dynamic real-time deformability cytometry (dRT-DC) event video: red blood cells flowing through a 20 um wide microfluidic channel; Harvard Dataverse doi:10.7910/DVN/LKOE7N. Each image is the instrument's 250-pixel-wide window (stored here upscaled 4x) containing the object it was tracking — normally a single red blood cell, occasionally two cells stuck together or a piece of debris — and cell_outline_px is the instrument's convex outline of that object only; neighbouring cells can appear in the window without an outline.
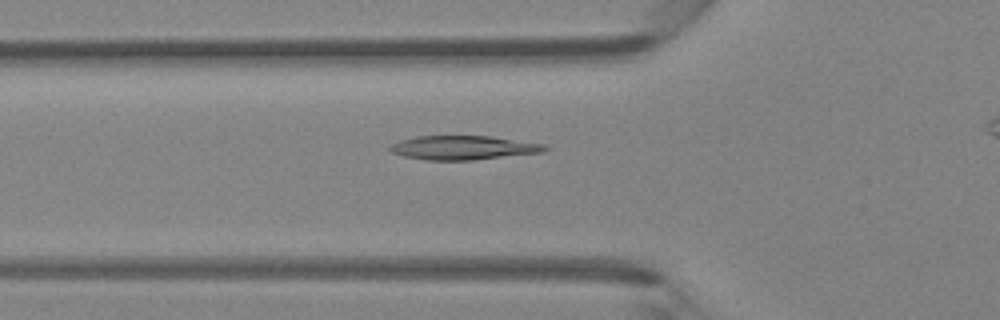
{"species": "Egyptian fruit bat (a non-hibernating species)", "species_latin": "Rousettus aegyptiacus", "temperature_condition": "room temperature", "stored_images_in_passage": 40, "camera_frame_rate_fps": 3000, "um_per_image_px": 0.085, "animal": {"sex": "female"}, "frame": {"image": 1, "passage_image": 15, "time_ms": 4.667, "image_size_px": [1000, 320], "cell_outline_px": [[548, 148], [544, 152], [472, 160], [428, 160], [404, 156], [392, 152], [388, 148], [392, 144], [400, 140], [416, 136], [492, 136], [544, 144]], "centroid_in_image_um": [39.38, 12.55], "position_along_channel_um": 86.4, "area_um2": 21.56}}
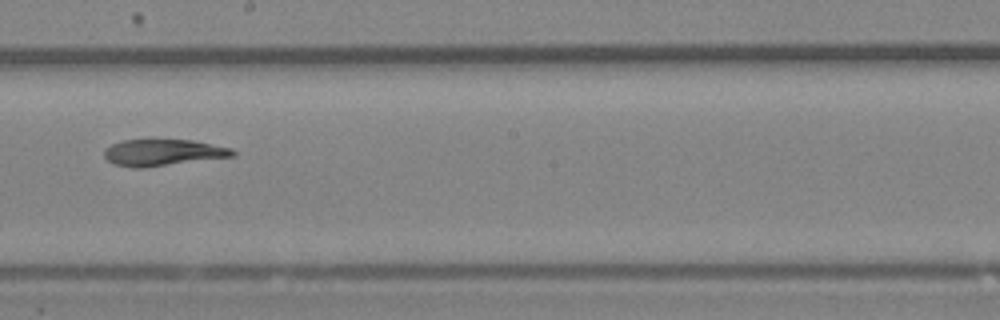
{"frame": {"image": 2, "passage_image": 25, "time_ms": 8.0, "image_size_px": [1000, 320], "cell_outline_px": [[236, 156], [144, 168], [132, 168], [112, 164], [104, 156], [104, 148], [112, 144], [124, 140], [192, 140], [232, 148], [236, 152]], "centroid_in_image_um": [13.85, 12.98], "position_along_channel_um": 234.3, "area_um2": 20.0}}
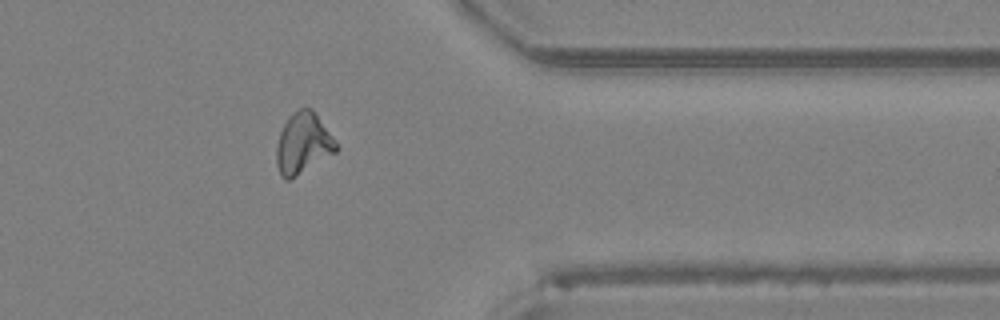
{"frame": {"image": 3, "passage_image": 36, "time_ms": 11.667, "image_size_px": [1000, 320], "cell_outline_px": [[340, 148], [336, 152], [288, 180], [284, 180], [280, 176], [276, 164], [276, 144], [280, 132], [288, 116], [292, 112], [300, 108], [312, 108], [316, 112]], "centroid_in_image_um": [25.74, 12.17], "position_along_channel_um": 385.7, "area_um2": 21.27}}